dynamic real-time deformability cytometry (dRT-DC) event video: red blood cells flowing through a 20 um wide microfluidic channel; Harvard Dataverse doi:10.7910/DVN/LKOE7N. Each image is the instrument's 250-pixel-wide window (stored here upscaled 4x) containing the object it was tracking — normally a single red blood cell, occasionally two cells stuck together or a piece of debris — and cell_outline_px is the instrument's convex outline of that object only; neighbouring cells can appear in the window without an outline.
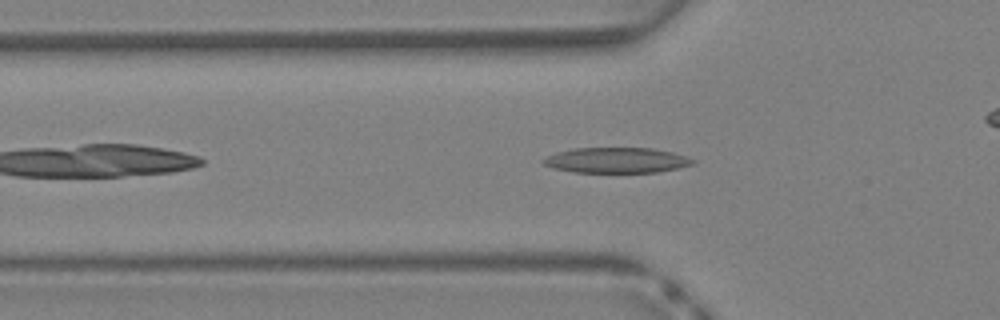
{"species": "Egyptian fruit bat (a non-hibernating species)", "species_latin": "Rousettus aegyptiacus", "temperature_condition": "warm", "stored_images_in_passage": 25, "camera_frame_rate_fps": 3000, "um_per_image_px": 0.085, "animal": {"sex": "female"}, "frame": {"image": 1, "passage_image": 4, "time_ms": 1.0, "image_size_px": [1000, 320], "cell_outline_px": [[696, 164], [656, 172], [572, 172], [552, 168], [544, 164], [540, 160], [556, 152], [572, 148], [652, 148], [672, 152], [696, 160]], "centroid_in_image_um": [52.38, 13.62], "position_along_channel_um": 73.4, "area_um2": 22.14}}
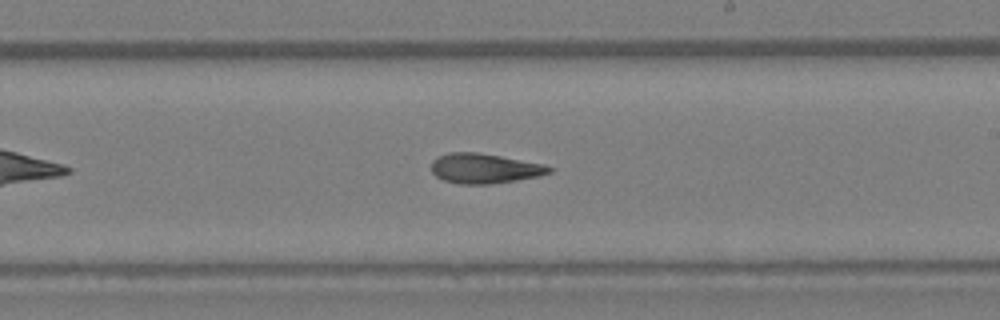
{"frame": {"image": 2, "passage_image": 14, "time_ms": 4.333, "image_size_px": [1000, 320], "cell_outline_px": [[552, 172], [540, 176], [516, 180], [488, 184], [460, 184], [444, 180], [436, 176], [432, 172], [432, 160], [436, 156], [448, 152], [476, 152], [500, 156], [544, 164], [552, 168]], "centroid_in_image_um": [41.16, 14.31], "position_along_channel_um": 247.8, "area_um2": 20.52}}
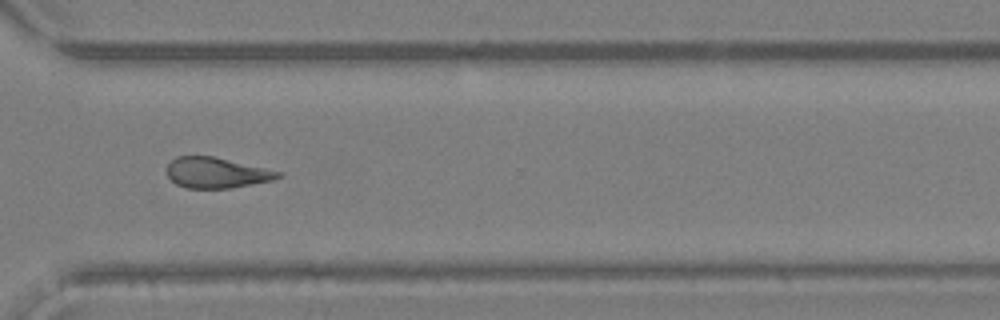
{"frame": {"image": 3, "passage_image": 20, "time_ms": 6.333, "image_size_px": [1000, 320], "cell_outline_px": [[284, 176], [272, 180], [232, 188], [184, 188], [176, 184], [168, 176], [168, 164], [176, 156], [212, 156], [284, 172]], "centroid_in_image_um": [18.43, 14.69], "position_along_channel_um": 352.2, "area_um2": 19.83}}